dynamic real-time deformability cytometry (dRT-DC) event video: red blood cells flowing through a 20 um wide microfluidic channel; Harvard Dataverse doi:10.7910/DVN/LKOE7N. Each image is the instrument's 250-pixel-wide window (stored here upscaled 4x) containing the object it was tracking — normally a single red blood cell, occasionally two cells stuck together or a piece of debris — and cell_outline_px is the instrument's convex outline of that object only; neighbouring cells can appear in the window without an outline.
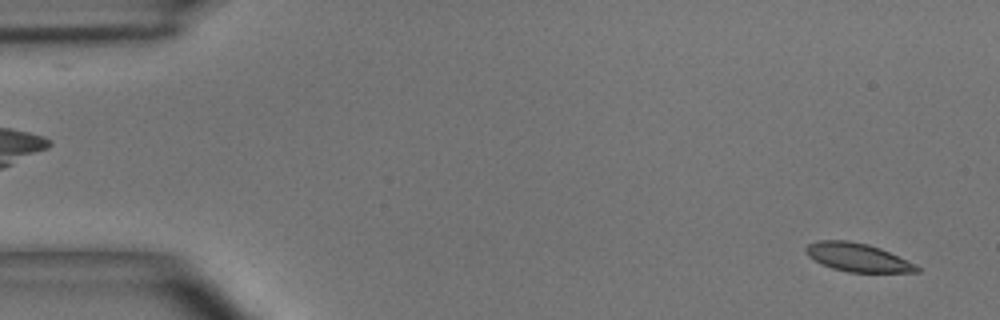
{"species": "common noctule bat (a hibernating species)", "species_latin": "Nyctalus noctula", "temperature_condition": "room temperature", "stored_images_in_passage": 49, "camera_frame_rate_fps": 3000, "um_per_image_px": 0.085, "animal": {"sex": "male", "body_mass_g": 15.6}, "frame": {"image": 1, "passage_image": 2, "time_ms": 0.333, "image_size_px": [1000, 320], "cell_outline_px": [[920, 272], [848, 272], [832, 268], [808, 256], [804, 252], [804, 248], [808, 244], [820, 240], [848, 240], [868, 244], [880, 248], [916, 264], [920, 268]], "centroid_in_image_um": [72.9, 21.87], "position_along_channel_um": 12.1, "area_um2": 18.26}}
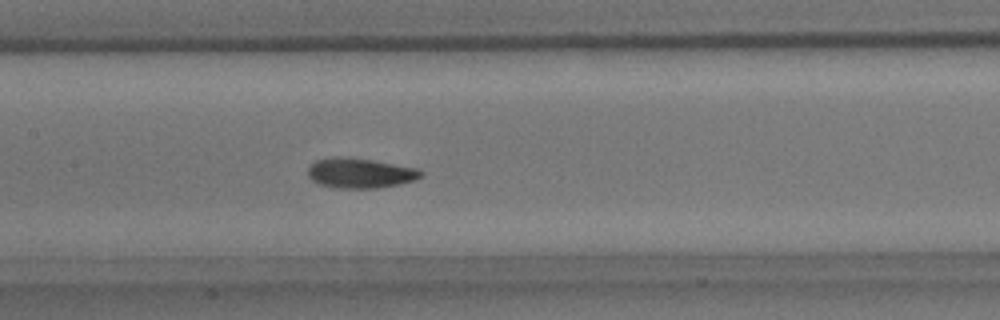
{"frame": {"image": 2, "passage_image": 23, "time_ms": 7.333, "image_size_px": [1000, 320], "cell_outline_px": [[424, 176], [416, 180], [400, 184], [376, 188], [336, 188], [316, 184], [308, 176], [308, 168], [316, 160], [372, 160], [416, 168], [424, 172]], "centroid_in_image_um": [30.68, 14.78], "position_along_channel_um": 176.7, "area_um2": 19.02}}
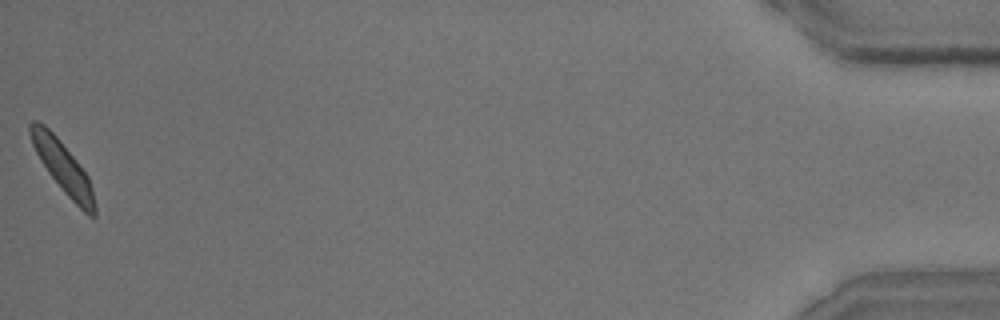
{"frame": {"image": 3, "passage_image": 49, "time_ms": 16.0, "image_size_px": [1000, 320], "cell_outline_px": [[96, 216], [88, 216], [64, 192], [48, 172], [40, 160], [32, 144], [28, 132], [28, 124], [32, 120], [36, 120], [44, 124], [56, 136], [76, 160], [88, 176], [92, 188], [96, 204]], "centroid_in_image_um": [5.33, 14.2], "position_along_channel_um": 429.9, "area_um2": 19.07}, "authors_computed_cell_mechanics": {"area_um2": 18.9006, "velocity_mm_per_s": 4.0231, "shape_relaxation_time_tau1_ms": 2.9267, "shape_relaxation_time_tau2_ms": 2.2672, "deformation_change_tau1": 0.1007, "deformation_change_tau2": 0.0697}}